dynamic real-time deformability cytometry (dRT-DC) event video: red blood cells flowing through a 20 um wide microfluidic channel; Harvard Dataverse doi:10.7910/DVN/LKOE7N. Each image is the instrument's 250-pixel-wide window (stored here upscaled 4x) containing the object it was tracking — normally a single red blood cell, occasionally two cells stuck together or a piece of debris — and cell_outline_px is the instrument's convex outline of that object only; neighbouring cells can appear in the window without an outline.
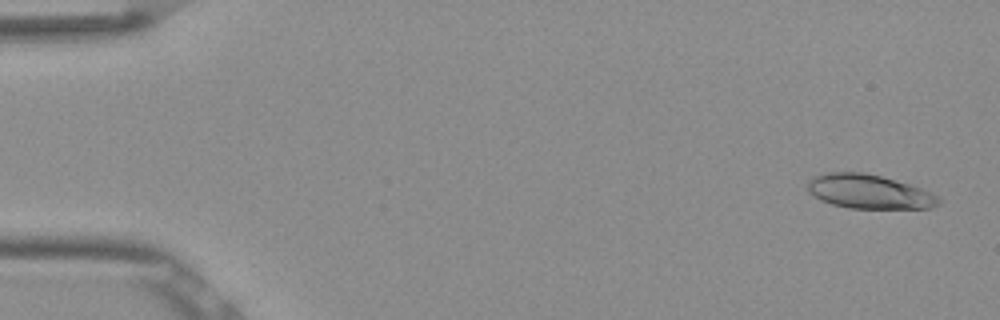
{"species": "Egyptian fruit bat (a non-hibernating species)", "species_latin": "Rousettus aegyptiacus", "temperature_condition": "room temperature", "stored_images_in_passage": 52, "camera_frame_rate_fps": 3000, "um_per_image_px": 0.085, "frame": {"image": 1, "passage_image": 2, "time_ms": 0.333, "image_size_px": [1000, 320], "cell_outline_px": [[944, 200], [940, 204], [932, 208], [848, 208], [832, 204], [820, 200], [808, 192], [808, 184], [812, 176], [828, 172], [864, 172], [880, 176], [908, 184], [920, 188], [940, 196]], "centroid_in_image_um": [73.89, 16.29], "position_along_channel_um": 11.1, "area_um2": 26.13}}
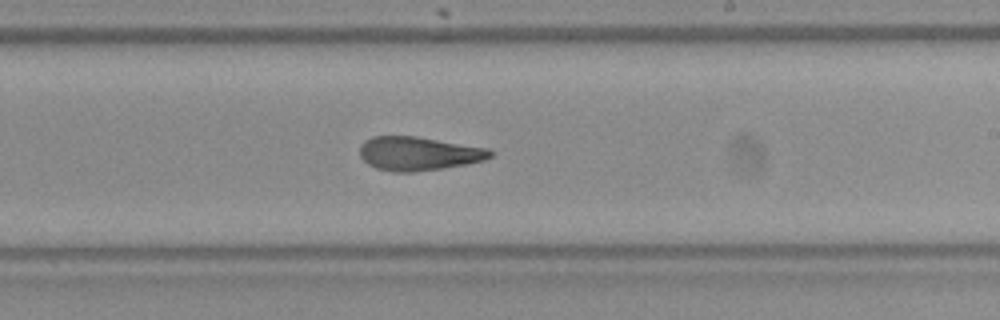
{"frame": {"image": 2, "passage_image": 31, "time_ms": 10.0, "image_size_px": [1000, 320], "cell_outline_px": [[492, 156], [484, 160], [468, 164], [444, 168], [412, 172], [392, 172], [376, 168], [368, 164], [360, 156], [360, 144], [364, 140], [372, 136], [416, 136], [488, 148], [492, 152]], "centroid_in_image_um": [35.55, 13.05], "position_along_channel_um": 253.4, "area_um2": 25.78}}
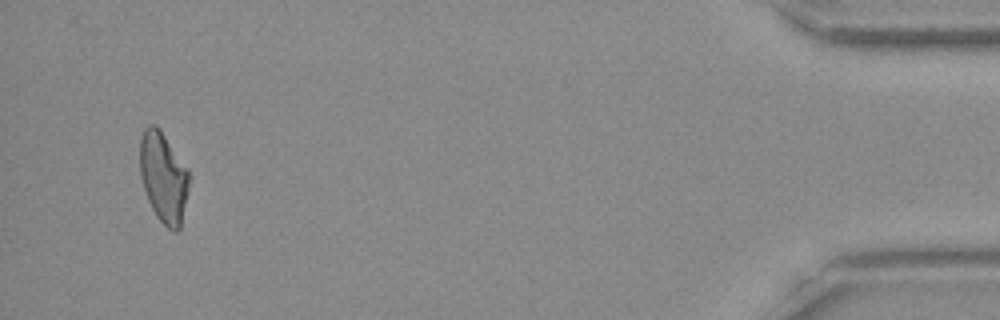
{"frame": {"image": 3, "passage_image": 50, "time_ms": 16.333, "image_size_px": [1000, 320], "cell_outline_px": [[188, 188], [180, 228], [176, 232], [172, 232], [156, 216], [148, 200], [140, 176], [140, 140], [144, 128], [148, 124], [156, 124], [160, 128], [188, 168]], "centroid_in_image_um": [13.88, 15.03], "position_along_channel_um": 421.3, "area_um2": 25.89}, "authors_computed_cell_mechanics": {"area_um2": 26.01, "velocity_mm_per_s": 3.8708, "shape_relaxation_time_tau1_ms": null, "shape_relaxation_time_tau2_ms": 3.0873, "deformation_change_tau1": null, "deformation_change_tau2": 0.1169}}